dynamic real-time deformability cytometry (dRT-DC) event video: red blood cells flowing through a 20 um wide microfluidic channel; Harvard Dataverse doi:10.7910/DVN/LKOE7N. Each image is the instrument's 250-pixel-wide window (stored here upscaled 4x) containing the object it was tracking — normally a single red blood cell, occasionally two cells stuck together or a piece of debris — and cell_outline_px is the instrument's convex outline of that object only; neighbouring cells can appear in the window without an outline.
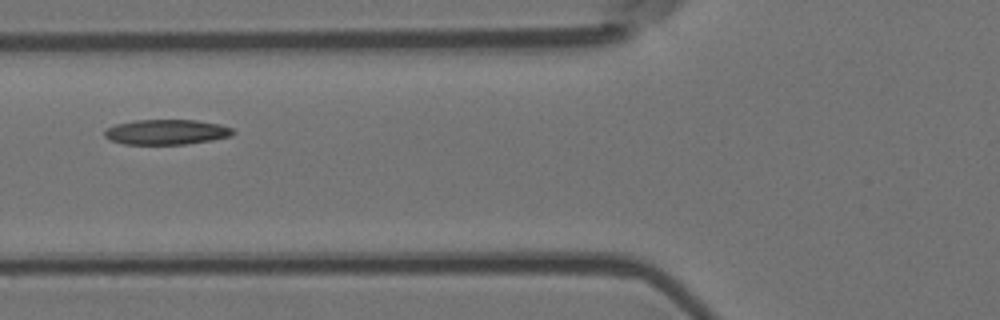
{"species": "Egyptian fruit bat (a non-hibernating species)", "species_latin": "Rousettus aegyptiacus", "temperature_condition": "room temperature", "stored_images_in_passage": 7, "camera_frame_rate_fps": 3000, "um_per_image_px": 0.085, "animal": {"sex": "female"}, "frame": {"image": 1, "passage_image": 4, "time_ms": 1.0, "image_size_px": [1000, 320], "cell_outline_px": [[236, 132], [232, 136], [212, 140], [184, 144], [124, 144], [112, 140], [104, 136], [104, 132], [108, 128], [116, 124], [136, 120], [196, 120], [220, 124], [232, 128]], "centroid_in_image_um": [14.19, 11.22], "position_along_channel_um": 111.6, "area_um2": 18.73}}
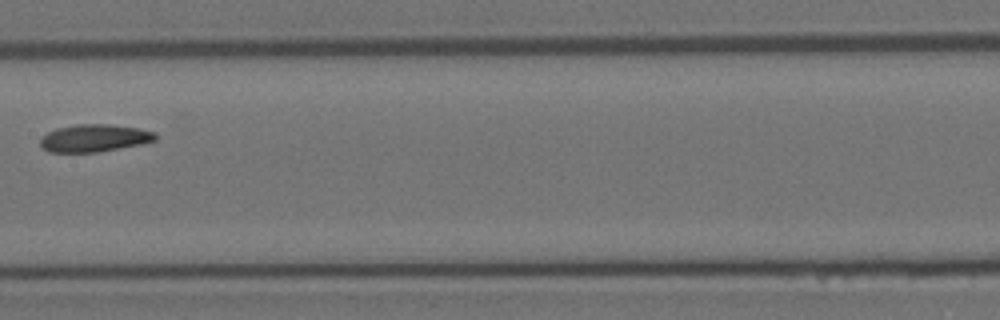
{"frame": {"image": 2, "passage_image": 6, "time_ms": 1.667, "image_size_px": [1000, 320], "cell_outline_px": [[156, 140], [140, 144], [96, 152], [48, 152], [40, 148], [40, 140], [48, 132], [56, 128], [76, 124], [108, 124], [140, 128], [156, 132]], "centroid_in_image_um": [8.0, 11.73], "position_along_channel_um": 199.4, "area_um2": 18.44}}
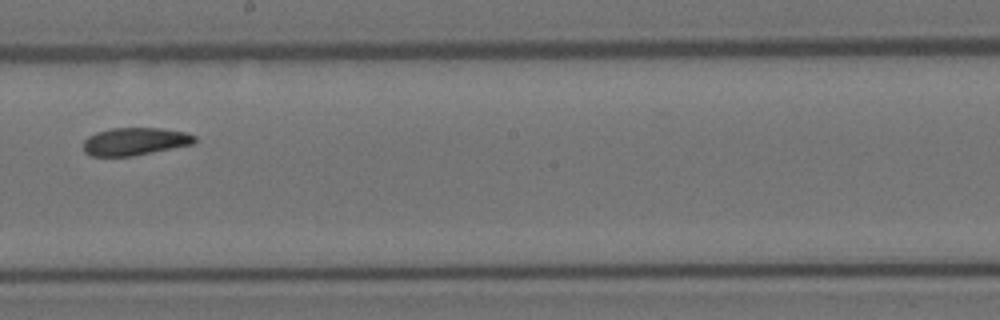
{"frame": {"image": 3, "passage_image": 7, "time_ms": 2.0, "image_size_px": [1000, 320], "cell_outline_px": [[196, 140], [192, 144], [132, 156], [92, 156], [84, 152], [84, 140], [88, 136], [96, 132], [112, 128], [160, 128], [184, 132], [196, 136]], "centroid_in_image_um": [11.44, 12.02], "position_along_channel_um": 236.8, "area_um2": 17.8}}